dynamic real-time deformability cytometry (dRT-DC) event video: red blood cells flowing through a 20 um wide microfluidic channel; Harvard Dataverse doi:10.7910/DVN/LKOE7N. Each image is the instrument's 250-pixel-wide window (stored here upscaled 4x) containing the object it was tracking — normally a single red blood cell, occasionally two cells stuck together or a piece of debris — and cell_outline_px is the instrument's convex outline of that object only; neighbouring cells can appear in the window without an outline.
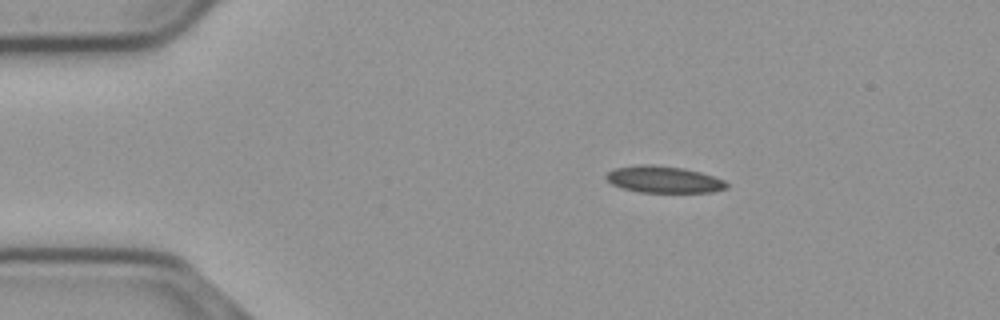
{"species": "common noctule bat (a hibernating species)", "species_latin": "Nyctalus noctula", "temperature_condition": "cold", "stored_images_in_passage": 13, "camera_frame_rate_fps": 3000, "um_per_image_px": 0.085, "animal": {"sex": "male", "body_mass_g": 23.1, "forearm_length_mm": 52.7}, "frame": {"image": 1, "passage_image": 1, "time_ms": 0.0, "image_size_px": [1000, 320], "cell_outline_px": [[728, 188], [712, 192], [640, 192], [620, 188], [612, 184], [604, 176], [608, 172], [616, 168], [640, 164], [652, 164], [684, 168], [700, 172], [724, 180], [728, 184]], "centroid_in_image_um": [56.41, 15.25], "position_along_channel_um": 28.6, "area_um2": 18.79}}
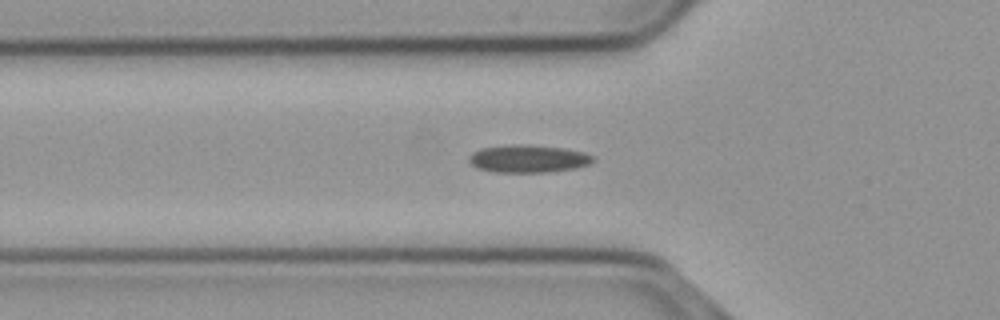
{"frame": {"image": 2, "passage_image": 10, "time_ms": 3.0, "image_size_px": [1000, 320], "cell_outline_px": [[596, 160], [588, 164], [576, 168], [548, 172], [492, 172], [476, 168], [468, 160], [468, 156], [472, 152], [484, 148], [512, 144], [528, 144], [564, 148], [584, 152], [592, 156]], "centroid_in_image_um": [44.89, 13.49], "position_along_channel_um": 80.9, "area_um2": 20.11}}
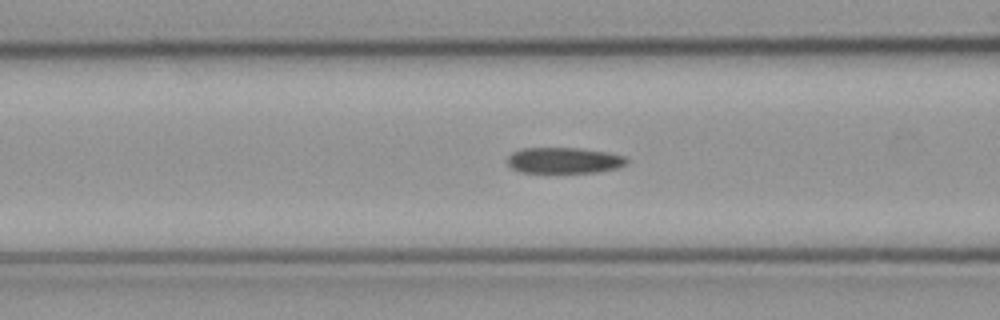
{"frame": {"image": 3, "passage_image": 13, "time_ms": 4.0, "image_size_px": [1000, 320], "cell_outline_px": [[628, 164], [616, 168], [596, 172], [520, 172], [512, 168], [508, 164], [508, 156], [512, 152], [520, 148], [580, 148], [604, 152], [624, 156], [628, 160]], "centroid_in_image_um": [47.92, 13.63], "position_along_channel_um": 118.7, "area_um2": 17.92}}